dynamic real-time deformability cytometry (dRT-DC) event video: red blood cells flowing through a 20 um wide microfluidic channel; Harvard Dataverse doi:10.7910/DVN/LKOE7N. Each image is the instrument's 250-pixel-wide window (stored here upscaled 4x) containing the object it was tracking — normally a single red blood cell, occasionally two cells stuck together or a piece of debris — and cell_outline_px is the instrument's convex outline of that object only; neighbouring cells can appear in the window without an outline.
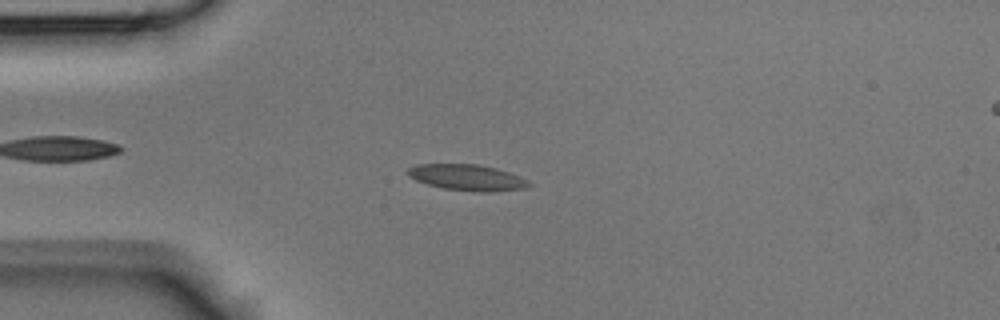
{"species": "Egyptian fruit bat (a non-hibernating species)", "species_latin": "Rousettus aegyptiacus", "temperature_condition": "room temperature", "stored_images_in_passage": 42, "camera_frame_rate_fps": 3000, "um_per_image_px": 0.085, "animal": {"sex": "male"}, "frame": {"image": 1, "passage_image": 10, "time_ms": 3.0, "image_size_px": [1000, 320], "cell_outline_px": [[532, 184], [524, 188], [488, 192], [480, 192], [444, 188], [428, 184], [416, 180], [408, 176], [408, 168], [416, 164], [476, 164], [496, 168], [508, 172], [528, 180]], "centroid_in_image_um": [39.7, 15.08], "position_along_channel_um": 45.3, "area_um2": 18.15}}
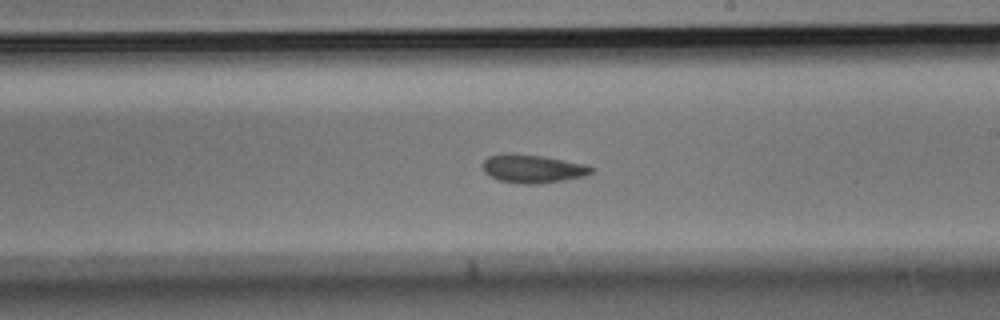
{"frame": {"image": 2, "passage_image": 24, "time_ms": 7.667, "image_size_px": [1000, 320], "cell_outline_px": [[592, 172], [584, 176], [564, 180], [536, 184], [524, 184], [500, 180], [484, 172], [484, 160], [488, 156], [504, 152], [512, 152], [544, 156], [588, 164], [592, 168]], "centroid_in_image_um": [45.29, 14.31], "position_along_channel_um": 243.7, "area_um2": 18.03}}
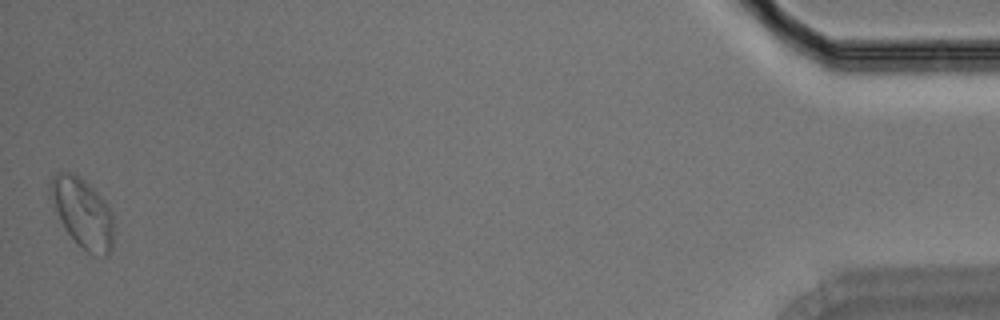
{"frame": {"image": 3, "passage_image": 42, "time_ms": 13.667, "image_size_px": [1000, 320], "cell_outline_px": [[112, 248], [108, 256], [104, 256], [88, 252], [76, 244], [64, 228], [48, 196], [48, 184], [52, 176], [56, 172], [76, 172], [104, 200], [112, 212]], "centroid_in_image_um": [6.96, 18.06], "position_along_channel_um": 428.2, "area_um2": 25.89}}